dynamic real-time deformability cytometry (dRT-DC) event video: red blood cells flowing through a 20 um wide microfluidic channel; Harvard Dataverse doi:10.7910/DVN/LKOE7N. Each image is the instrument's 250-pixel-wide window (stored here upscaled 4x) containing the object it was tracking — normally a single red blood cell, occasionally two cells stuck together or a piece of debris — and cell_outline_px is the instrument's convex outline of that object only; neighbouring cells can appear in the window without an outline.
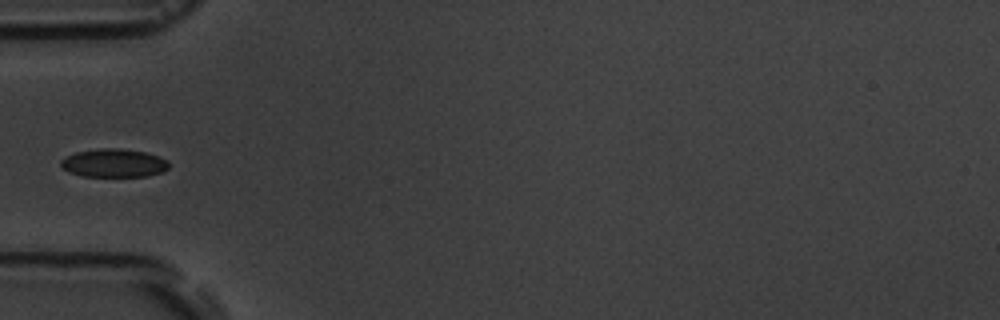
{"species": "common noctule bat (a hibernating species)", "species_latin": "Nyctalus noctula", "temperature_condition": "room temperature", "stored_images_in_passage": 6, "camera_frame_rate_fps": 3000, "um_per_image_px": 0.085, "animal": {"sex": "male", "body_mass_g": 19.5, "forearm_length_mm": 54.6}, "frame": {"image": 1, "passage_image": 4, "time_ms": 4.333, "image_size_px": [1000, 320], "cell_outline_px": [[168, 168], [164, 172], [148, 176], [84, 176], [68, 172], [60, 164], [60, 160], [76, 152], [100, 148], [116, 148], [144, 152], [168, 160]], "centroid_in_image_um": [9.68, 13.86], "position_along_channel_um": 75.3, "area_um2": 17.69}}
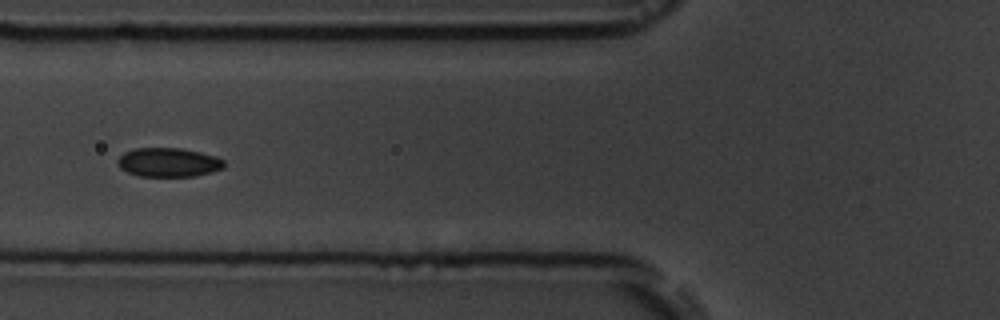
{"frame": {"image": 2, "passage_image": 5, "time_ms": 5.333, "image_size_px": [1000, 320], "cell_outline_px": [[224, 168], [212, 172], [196, 176], [140, 176], [128, 172], [120, 168], [116, 160], [124, 152], [136, 148], [180, 148], [200, 152], [216, 156], [224, 160]], "centroid_in_image_um": [14.33, 13.8], "position_along_channel_um": 111.5, "area_um2": 18.03}}
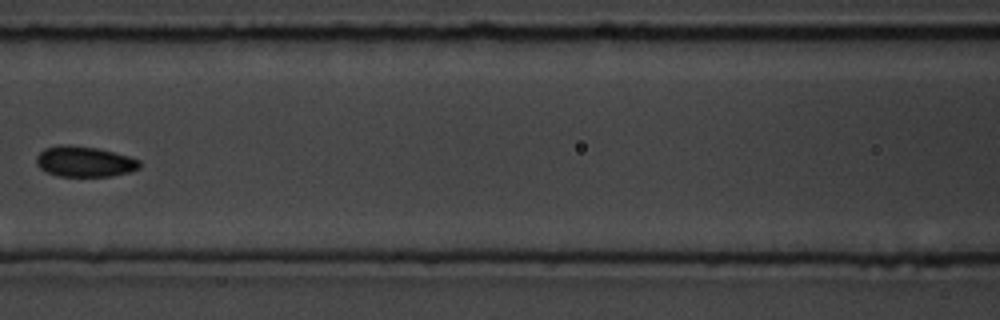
{"frame": {"image": 3, "passage_image": 6, "time_ms": 6.667, "image_size_px": [1000, 320], "cell_outline_px": [[140, 168], [132, 172], [112, 176], [60, 176], [48, 172], [40, 168], [36, 164], [36, 156], [44, 148], [60, 144], [68, 144], [96, 148], [128, 156], [140, 160]], "centroid_in_image_um": [7.18, 13.73], "position_along_channel_um": 159.4, "area_um2": 18.44}}